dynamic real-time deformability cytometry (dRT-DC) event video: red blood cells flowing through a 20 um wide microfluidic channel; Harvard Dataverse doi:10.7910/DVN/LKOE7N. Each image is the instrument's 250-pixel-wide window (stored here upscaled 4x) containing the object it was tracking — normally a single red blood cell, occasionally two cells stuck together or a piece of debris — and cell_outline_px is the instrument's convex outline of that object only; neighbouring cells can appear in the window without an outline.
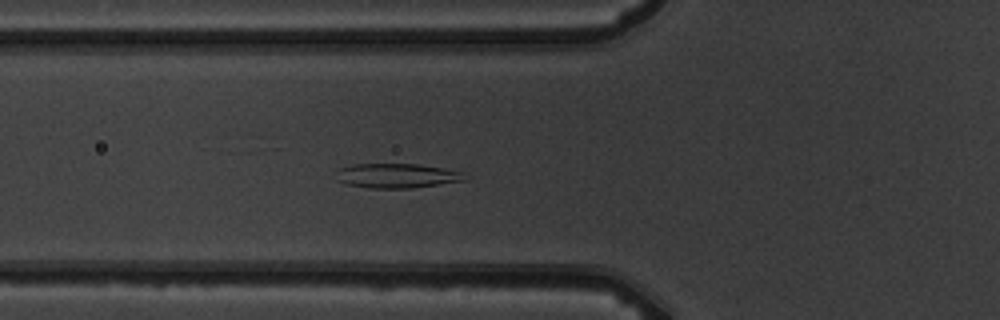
{"species": "common noctule bat (a hibernating species)", "species_latin": "Nyctalus noctula", "temperature_condition": "warm", "stored_images_in_passage": 5, "camera_frame_rate_fps": 3000, "um_per_image_px": 0.085, "animal": {"sex": "male", "body_mass_g": 19.5, "forearm_length_mm": 54.6}, "frame": {"image": 1, "passage_image": 5, "time_ms": 4.667, "image_size_px": [1000, 320], "cell_outline_px": [[468, 180], [412, 188], [368, 188], [348, 184], [336, 180], [336, 168], [352, 164], [420, 164], [444, 168], [464, 172]], "centroid_in_image_um": [33.73, 14.93], "position_along_channel_um": 92.1, "area_um2": 18.67}}